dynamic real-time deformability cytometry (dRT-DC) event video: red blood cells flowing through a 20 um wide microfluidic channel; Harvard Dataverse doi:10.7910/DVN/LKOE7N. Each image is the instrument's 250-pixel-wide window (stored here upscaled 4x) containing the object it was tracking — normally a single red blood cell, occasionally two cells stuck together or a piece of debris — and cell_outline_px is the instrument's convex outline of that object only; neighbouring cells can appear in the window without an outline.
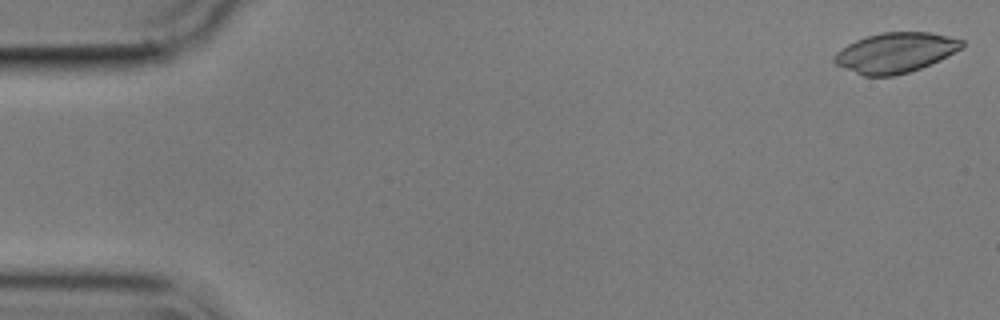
{"species": "common noctule bat (a hibernating species)", "species_latin": "Nyctalus noctula", "temperature_condition": "cold", "stored_images_in_passage": 10, "camera_frame_rate_fps": 3000, "um_per_image_px": 0.085, "animal": {"sex": "male", "body_mass_g": 17.9}, "frame": {"image": 1, "passage_image": 1, "time_ms": 0.0, "image_size_px": [1000, 320], "cell_outline_px": [[964, 44], [960, 48], [940, 60], [920, 68], [908, 72], [892, 76], [864, 76], [844, 68], [836, 64], [832, 60], [836, 52], [848, 44], [856, 40], [880, 32], [932, 32], [964, 40]], "centroid_in_image_um": [76.09, 4.47], "position_along_channel_um": 8.9, "area_um2": 29.59}}